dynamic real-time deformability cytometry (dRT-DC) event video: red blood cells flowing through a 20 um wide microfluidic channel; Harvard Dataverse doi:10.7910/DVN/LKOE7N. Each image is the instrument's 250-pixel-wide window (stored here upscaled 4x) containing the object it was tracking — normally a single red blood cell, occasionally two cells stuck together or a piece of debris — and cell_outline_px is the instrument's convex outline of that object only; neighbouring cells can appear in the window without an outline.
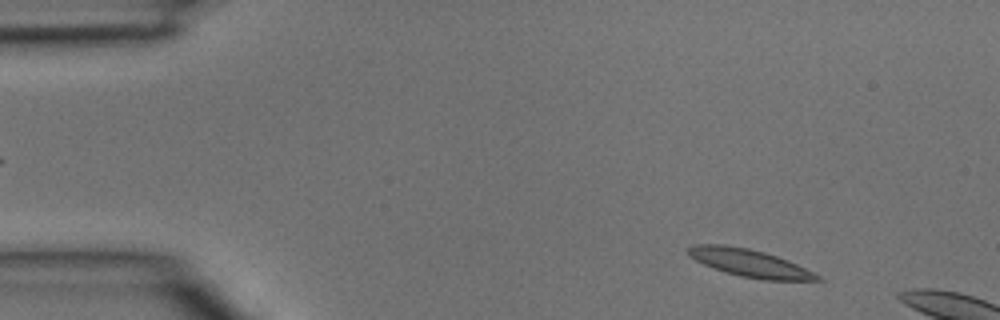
{"species": "common noctule bat (a hibernating species)", "species_latin": "Nyctalus noctula", "temperature_condition": "room temperature", "stored_images_in_passage": 4, "segment_of_instrument_passage": [2, 2], "camera_frame_rate_fps": 3000, "um_per_image_px": 0.085, "animal": {"sex": "male", "body_mass_g": 15.6}, "frame": {"image": 1, "passage_image": 4, "time_ms": 1.0, "image_size_px": [1000, 320], "cell_outline_px": [[824, 280], [764, 280], [740, 276], [724, 272], [704, 264], [688, 256], [688, 248], [692, 244], [724, 244], [748, 248], [764, 252], [788, 260], [820, 276]], "centroid_in_image_um": [63.67, 22.35], "position_along_channel_um": 21.3, "area_um2": 20.58}}